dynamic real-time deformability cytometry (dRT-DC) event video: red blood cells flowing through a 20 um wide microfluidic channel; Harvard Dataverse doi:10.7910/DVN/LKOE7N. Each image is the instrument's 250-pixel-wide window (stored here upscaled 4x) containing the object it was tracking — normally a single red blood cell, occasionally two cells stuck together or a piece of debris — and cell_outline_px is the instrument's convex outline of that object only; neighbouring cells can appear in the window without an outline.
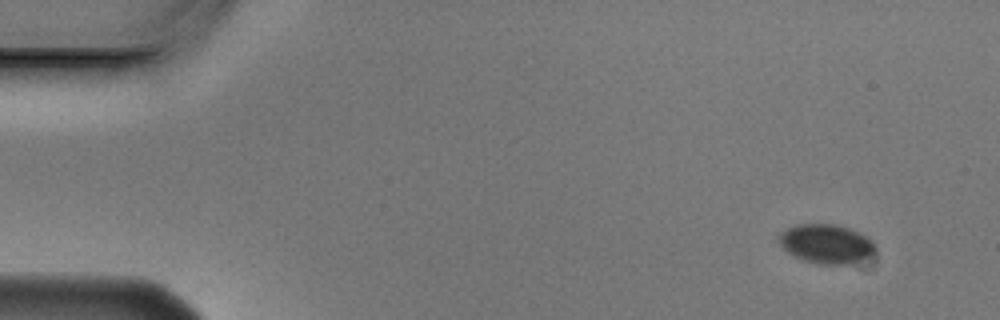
{"species": "Egyptian fruit bat (a non-hibernating species)", "species_latin": "Rousettus aegyptiacus", "temperature_condition": "cold", "stored_images_in_passage": 5, "camera_frame_rate_fps": 3000, "um_per_image_px": 0.085, "animal": {"sex": "male"}, "frame": {"image": 1, "passage_image": 1, "time_ms": 0.0, "image_size_px": [1000, 320], "cell_outline_px": [[876, 252], [872, 256], [852, 264], [816, 264], [804, 260], [788, 252], [776, 240], [776, 236], [780, 232], [796, 224], [836, 224], [860, 232], [868, 236], [876, 244]], "centroid_in_image_um": [70.27, 20.72], "position_along_channel_um": 14.7, "area_um2": 22.43}}
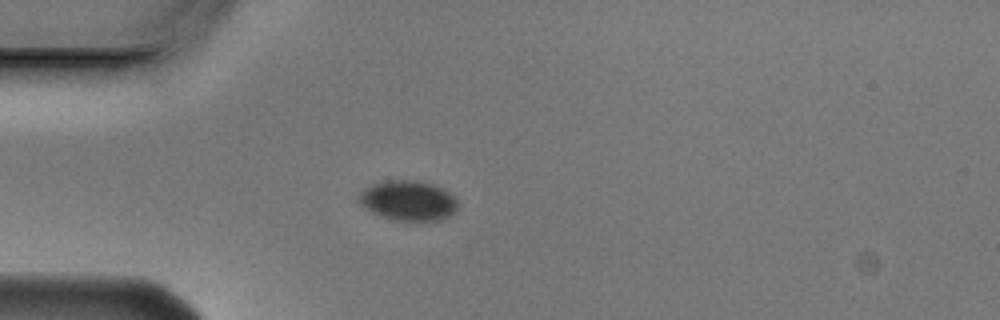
{"frame": {"image": 2, "passage_image": 4, "time_ms": 1.0, "image_size_px": [1000, 320], "cell_outline_px": [[460, 204], [444, 220], [396, 220], [380, 216], [372, 212], [360, 204], [356, 200], [356, 196], [364, 188], [372, 184], [384, 180], [416, 180], [432, 184], [448, 192]], "centroid_in_image_um": [34.64, 17.04], "position_along_channel_um": 50.4, "area_um2": 23.06}}